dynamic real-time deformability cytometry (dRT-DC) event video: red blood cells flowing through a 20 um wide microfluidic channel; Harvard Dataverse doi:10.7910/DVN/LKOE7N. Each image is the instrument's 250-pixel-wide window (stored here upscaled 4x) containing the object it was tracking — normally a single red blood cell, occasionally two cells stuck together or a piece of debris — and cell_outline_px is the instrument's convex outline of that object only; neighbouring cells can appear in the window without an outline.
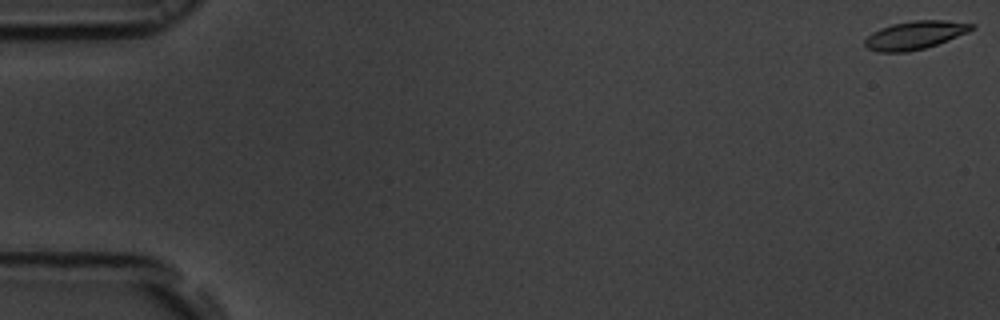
{"species": "common noctule bat (a hibernating species)", "species_latin": "Nyctalus noctula", "temperature_condition": "room temperature", "stored_images_in_passage": 56, "camera_frame_rate_fps": 3000, "um_per_image_px": 0.085, "animal": {"sex": "male", "body_mass_g": 19.5, "forearm_length_mm": 54.6}, "frame": {"image": 1, "passage_image": 1, "time_ms": 0.0, "image_size_px": [1000, 320], "cell_outline_px": [[976, 28], [968, 32], [948, 40], [924, 48], [908, 52], [876, 52], [868, 48], [864, 44], [864, 40], [872, 32], [880, 28], [892, 24], [912, 20], [944, 20], [976, 24]], "centroid_in_image_um": [77.77, 2.98], "position_along_channel_um": 7.2, "area_um2": 17.63}}
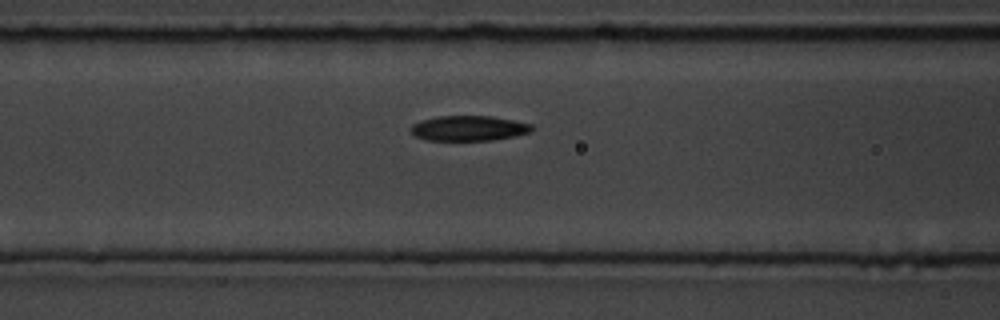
{"frame": {"image": 2, "passage_image": 23, "time_ms": 7.333, "image_size_px": [1000, 320], "cell_outline_px": [[536, 128], [532, 132], [516, 136], [492, 140], [428, 140], [416, 136], [408, 128], [412, 124], [420, 120], [440, 116], [492, 116], [532, 124]], "centroid_in_image_um": [39.88, 10.9], "position_along_channel_um": 126.7, "area_um2": 17.86}}
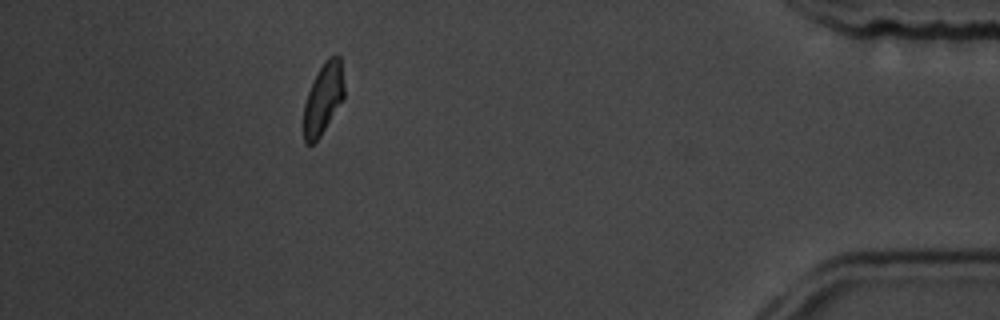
{"frame": {"image": 3, "passage_image": 50, "time_ms": 16.333, "image_size_px": [1000, 320], "cell_outline_px": [[344, 100], [320, 136], [312, 144], [304, 144], [304, 104], [308, 92], [324, 60], [328, 56], [340, 56], [344, 84]], "centroid_in_image_um": [27.49, 8.39], "position_along_channel_um": 407.7, "area_um2": 16.7}, "authors_computed_cell_mechanics": {"area_um2": 17.9758, "velocity_mm_per_s": 3.712, "shape_relaxation_time_tau1_ms": 3.6761, "shape_relaxation_time_tau2_ms": 9.5048, "deformation_change_tau1": 0.1324, "deformation_change_tau2": 0.1655}}